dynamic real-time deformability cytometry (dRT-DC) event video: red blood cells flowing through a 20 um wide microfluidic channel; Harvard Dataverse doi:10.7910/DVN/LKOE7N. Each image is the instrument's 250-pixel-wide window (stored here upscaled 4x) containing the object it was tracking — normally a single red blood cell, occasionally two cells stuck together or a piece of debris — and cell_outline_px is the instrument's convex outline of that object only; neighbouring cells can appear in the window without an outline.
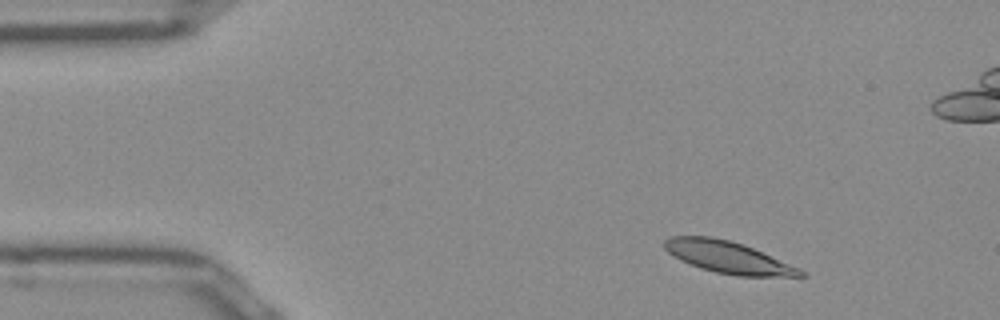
{"species": "Egyptian fruit bat (a non-hibernating species)", "species_latin": "Rousettus aegyptiacus", "temperature_condition": "room temperature", "stored_images_in_passage": 47, "camera_frame_rate_fps": 3000, "um_per_image_px": 0.085, "frame": {"image": 1, "passage_image": 1, "time_ms": 0.0, "image_size_px": [1000, 320], "cell_outline_px": [[808, 276], [736, 276], [716, 272], [700, 268], [680, 260], [668, 252], [664, 248], [664, 240], [668, 236], [712, 236], [744, 244], [800, 268]], "centroid_in_image_um": [61.87, 21.86], "position_along_channel_um": 23.1, "area_um2": 25.26}}
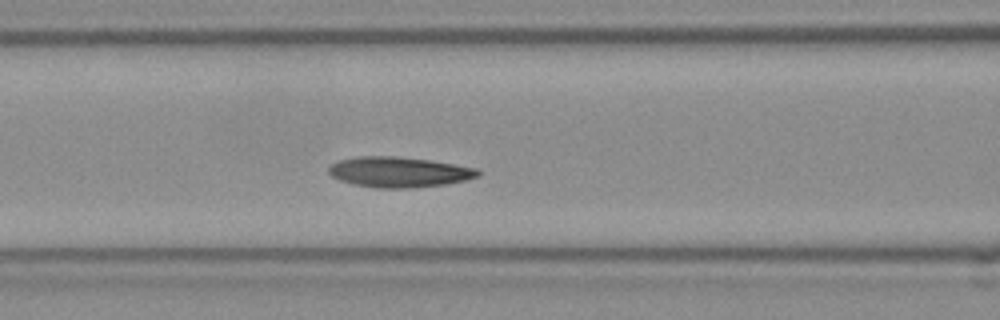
{"frame": {"image": 2, "passage_image": 15, "time_ms": 4.667, "image_size_px": [1000, 320], "cell_outline_px": [[480, 176], [464, 180], [444, 184], [412, 188], [376, 188], [352, 184], [340, 180], [332, 176], [328, 172], [328, 168], [336, 160], [360, 156], [392, 156], [428, 160], [476, 168], [480, 172]], "centroid_in_image_um": [33.86, 14.63], "position_along_channel_um": 132.7, "area_um2": 26.3}}
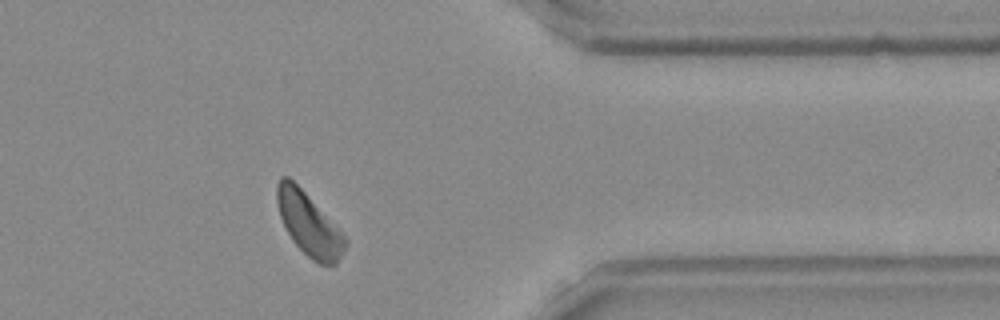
{"frame": {"image": 3, "passage_image": 36, "time_ms": 11.667, "image_size_px": [1000, 320], "cell_outline_px": [[348, 244], [344, 252], [336, 264], [320, 264], [312, 260], [292, 240], [280, 216], [276, 200], [276, 184], [280, 176], [288, 176], [304, 192], [348, 240]], "centroid_in_image_um": [26.24, 19.06], "position_along_channel_um": 385.2, "area_um2": 24.33}}